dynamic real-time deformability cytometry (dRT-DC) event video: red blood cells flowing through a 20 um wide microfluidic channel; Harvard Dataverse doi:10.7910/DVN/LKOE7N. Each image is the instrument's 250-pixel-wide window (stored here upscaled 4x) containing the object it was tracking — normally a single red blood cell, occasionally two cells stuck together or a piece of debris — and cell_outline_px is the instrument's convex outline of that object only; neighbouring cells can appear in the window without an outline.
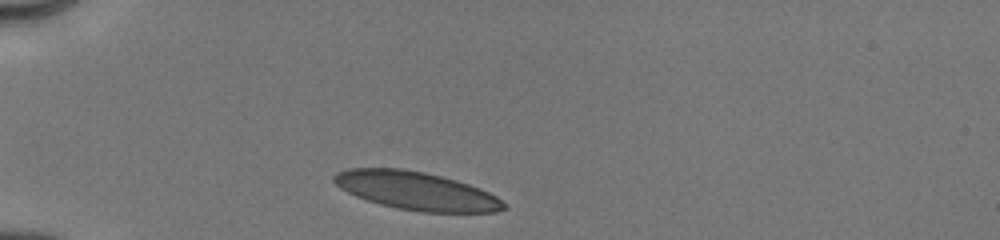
{"species": "human", "species_latin": "Homo sapiens", "temperature_condition": "cold", "stored_images_in_passage": 9, "camera_frame_rate_fps": 3000, "um_per_image_px": 0.085, "donor": {"sex": "male"}, "frame": {"image": 1, "passage_image": 1, "time_ms": 0.0, "image_size_px": [1000, 240], "cell_outline_px": [[508, 208], [496, 212], [420, 212], [396, 208], [380, 204], [356, 196], [340, 188], [332, 180], [332, 176], [336, 172], [348, 168], [400, 168], [424, 172], [456, 180], [480, 188], [496, 196], [508, 204]], "centroid_in_image_um": [35.39, 16.22], "position_along_channel_um": 49.6, "area_um2": 37.86}}
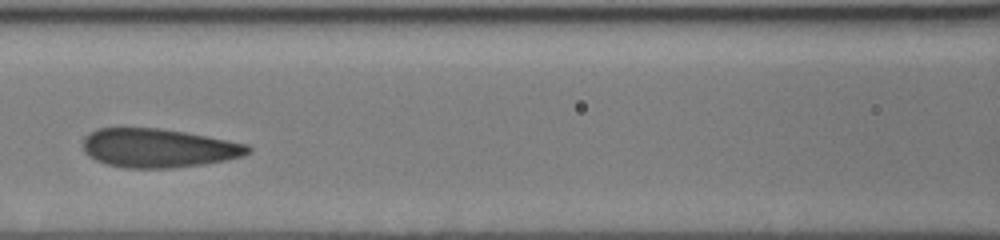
{"frame": {"image": 2, "passage_image": 6, "time_ms": 3.333, "image_size_px": [1000, 240], "cell_outline_px": [[252, 148], [244, 156], [204, 164], [172, 168], [124, 168], [104, 164], [88, 156], [84, 152], [84, 136], [88, 132], [96, 128], [160, 128], [184, 132], [228, 140], [248, 144]], "centroid_in_image_um": [13.43, 12.59], "position_along_channel_um": 153.2, "area_um2": 37.51}}
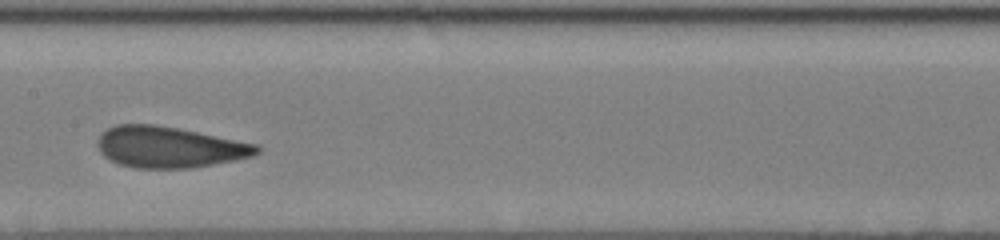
{"frame": {"image": 3, "passage_image": 8, "time_ms": 4.333, "image_size_px": [1000, 240], "cell_outline_px": [[260, 152], [252, 156], [192, 168], [136, 168], [120, 164], [104, 156], [100, 152], [96, 144], [100, 136], [108, 128], [116, 124], [156, 124], [180, 128], [260, 144]], "centroid_in_image_um": [14.41, 12.49], "position_along_channel_um": 193.0, "area_um2": 38.26}}